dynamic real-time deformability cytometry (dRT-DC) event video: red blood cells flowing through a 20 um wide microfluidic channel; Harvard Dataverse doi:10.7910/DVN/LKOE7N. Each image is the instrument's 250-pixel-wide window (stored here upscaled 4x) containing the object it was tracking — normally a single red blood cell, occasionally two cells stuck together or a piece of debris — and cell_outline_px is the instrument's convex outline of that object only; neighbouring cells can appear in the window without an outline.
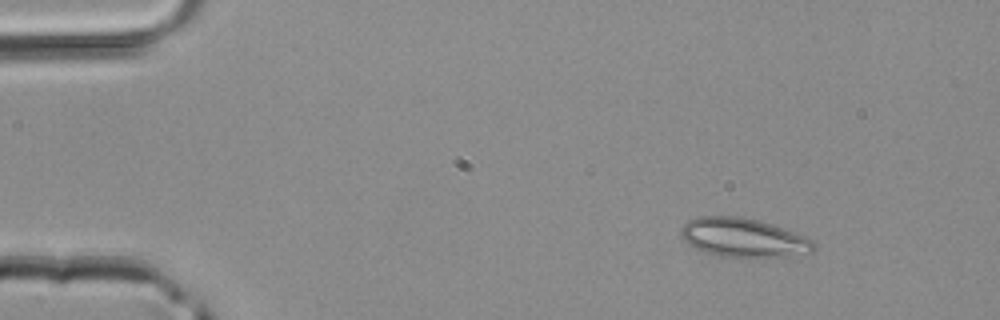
{"species": "common noctule bat (a hibernating species)", "species_latin": "Nyctalus noctula", "temperature_condition": "room temperature", "stored_images_in_passage": 3, "camera_frame_rate_fps": 3000, "um_per_image_px": 0.085, "animal": {"sex": "male", "body_mass_g": 20.4}, "frame": {"image": 1, "passage_image": 1, "time_ms": 0.0, "image_size_px": [1000, 320], "cell_outline_px": [[816, 248], [812, 252], [788, 256], [720, 256], [704, 252], [688, 244], [680, 236], [680, 228], [688, 220], [700, 216], [740, 216], [760, 220], [772, 224], [816, 240]], "centroid_in_image_um": [63.19, 20.18], "position_along_channel_um": 21.8, "area_um2": 30.17}}